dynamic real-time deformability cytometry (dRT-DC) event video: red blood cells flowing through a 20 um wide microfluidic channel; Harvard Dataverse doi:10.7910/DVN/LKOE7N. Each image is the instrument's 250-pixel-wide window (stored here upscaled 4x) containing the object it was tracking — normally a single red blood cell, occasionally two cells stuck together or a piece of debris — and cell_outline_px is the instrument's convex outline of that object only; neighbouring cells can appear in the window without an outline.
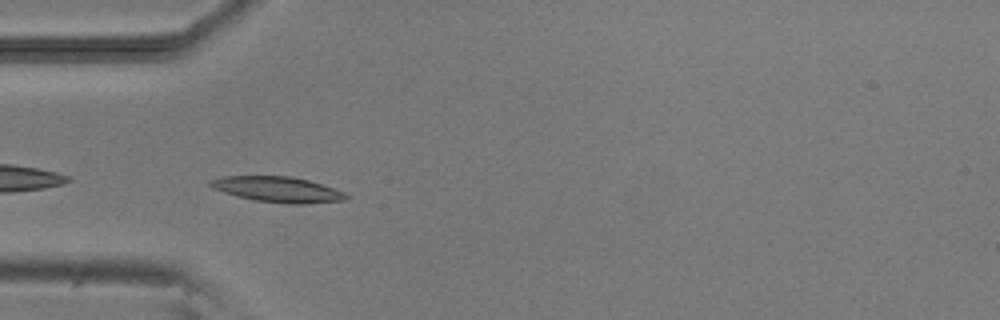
{"species": "common noctule bat (a hibernating species)", "species_latin": "Nyctalus noctula", "temperature_condition": "room temperature", "stored_images_in_passage": 39, "camera_frame_rate_fps": 3000, "um_per_image_px": 0.085, "animal": {"sex": "male", "body_mass_g": 20.5, "forearm_length_mm": 52.5}, "frame": {"image": 1, "passage_image": 2, "time_ms": 0.333, "image_size_px": [1000, 320], "cell_outline_px": [[352, 196], [348, 200], [304, 204], [288, 204], [252, 200], [224, 192], [212, 188], [208, 184], [208, 180], [224, 176], [288, 176], [308, 180], [344, 192]], "centroid_in_image_um": [23.61, 16.11], "position_along_channel_um": 61.4, "area_um2": 20.29}}
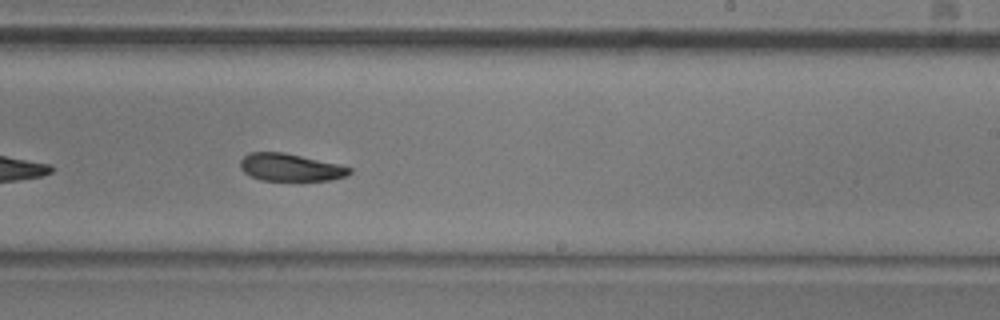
{"frame": {"image": 2, "passage_image": 18, "time_ms": 5.667, "image_size_px": [1000, 320], "cell_outline_px": [[352, 172], [348, 176], [328, 180], [260, 180], [244, 172], [240, 168], [240, 160], [248, 152], [284, 152], [336, 164], [352, 168]], "centroid_in_image_um": [24.66, 14.22], "position_along_channel_um": 264.3, "area_um2": 17.34}}
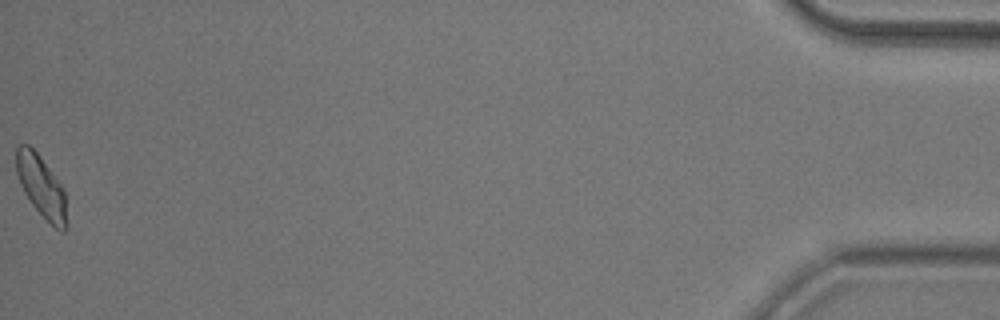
{"frame": {"image": 3, "passage_image": 39, "time_ms": 12.667, "image_size_px": [1000, 320], "cell_outline_px": [[68, 228], [64, 232], [60, 232], [32, 204], [24, 192], [20, 184], [16, 172], [16, 148], [20, 144], [28, 144], [40, 156], [60, 180], [64, 188], [68, 224]], "centroid_in_image_um": [3.55, 15.85], "position_along_channel_um": 431.6, "area_um2": 18.38}, "authors_computed_cell_mechanics": {"area_um2": 18.2648, "velocity_mm_per_s": 3.8309, "shape_relaxation_time_tau1_ms": 4.2586, "shape_relaxation_time_tau2_ms": 8.4265, "deformation_change_tau1": 0.1391, "deformation_change_tau2": 0.1462}}